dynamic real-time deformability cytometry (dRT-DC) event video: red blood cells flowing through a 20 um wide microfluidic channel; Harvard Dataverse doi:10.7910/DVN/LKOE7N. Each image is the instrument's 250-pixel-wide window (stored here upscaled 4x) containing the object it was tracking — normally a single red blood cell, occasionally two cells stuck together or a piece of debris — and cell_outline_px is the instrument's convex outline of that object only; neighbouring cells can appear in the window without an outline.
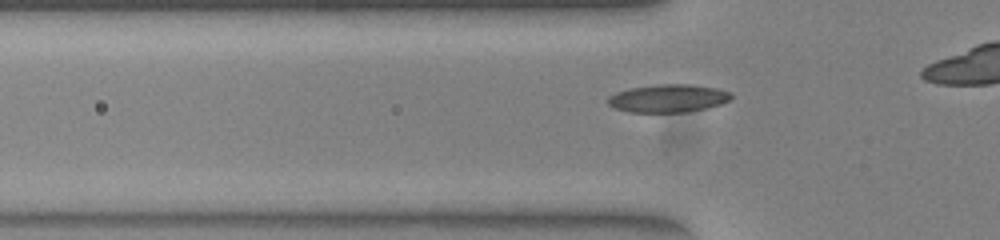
{"species": "common noctule bat (a hibernating species)", "species_latin": "Nyctalus noctula", "temperature_condition": "warm", "stored_images_in_passage": 27, "camera_frame_rate_fps": 3000, "um_per_image_px": 0.085, "animal": {"sex": "female", "body_mass_g": 23.0, "forearm_length_mm": 53.4}, "frame": {"image": 1, "passage_image": 3, "time_ms": 0.667, "image_size_px": [1000, 240], "cell_outline_px": [[732, 96], [728, 100], [720, 104], [688, 112], [628, 112], [616, 108], [608, 104], [608, 96], [616, 92], [632, 88], [656, 84], [692, 84], [716, 88], [732, 92]], "centroid_in_image_um": [56.79, 8.35], "position_along_channel_um": 69.0, "area_um2": 20.0}}
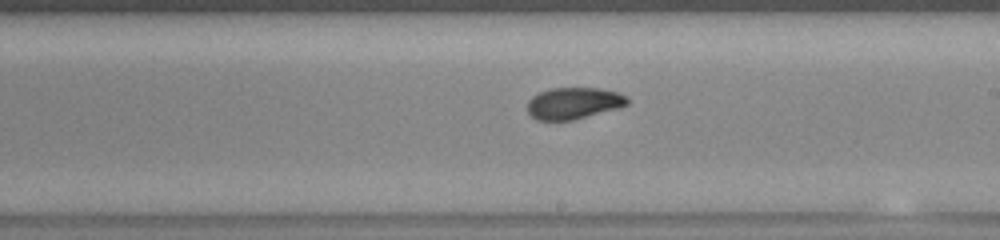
{"frame": {"image": 2, "passage_image": 16, "time_ms": 5.0, "image_size_px": [1000, 240], "cell_outline_px": [[628, 104], [620, 108], [572, 120], [536, 120], [528, 112], [528, 100], [532, 96], [540, 92], [552, 88], [600, 88], [616, 92], [628, 96]], "centroid_in_image_um": [48.78, 8.77], "position_along_channel_um": 240.2, "area_um2": 18.44}}
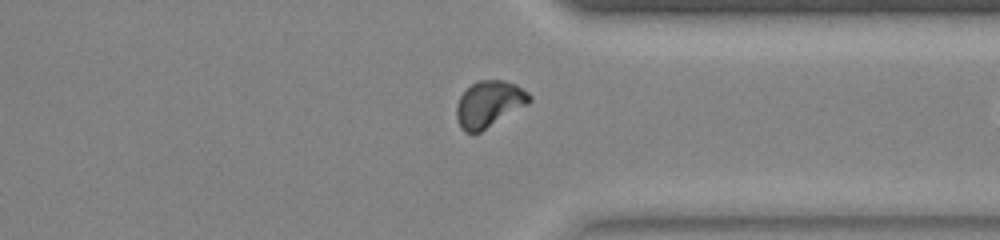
{"frame": {"image": 3, "passage_image": 26, "time_ms": 8.333, "image_size_px": [1000, 240], "cell_outline_px": [[532, 100], [528, 104], [480, 132], [464, 132], [460, 128], [456, 120], [456, 104], [460, 96], [472, 84], [480, 80], [504, 80], [516, 84], [528, 92], [532, 96]], "centroid_in_image_um": [41.57, 8.84], "position_along_channel_um": 369.8, "area_um2": 19.71}}